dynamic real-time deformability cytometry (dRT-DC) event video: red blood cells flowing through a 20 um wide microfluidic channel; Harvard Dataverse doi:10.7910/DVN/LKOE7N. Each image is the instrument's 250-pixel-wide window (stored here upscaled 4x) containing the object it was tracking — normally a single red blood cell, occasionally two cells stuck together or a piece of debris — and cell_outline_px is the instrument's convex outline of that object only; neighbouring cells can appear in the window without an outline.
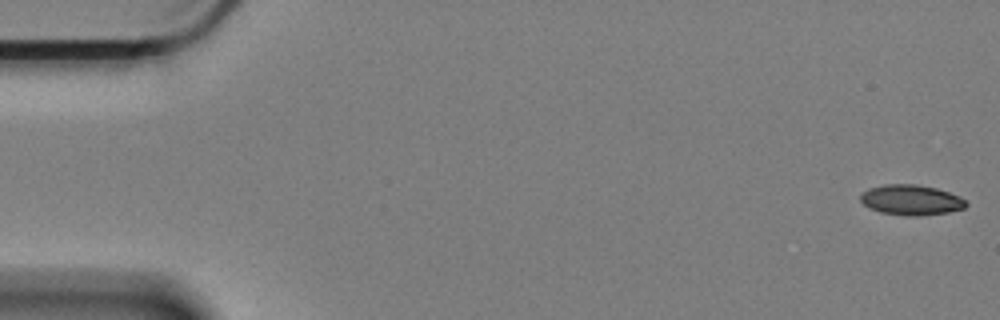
{"species": "Egyptian fruit bat (a non-hibernating species)", "species_latin": "Rousettus aegyptiacus", "temperature_condition": "cold", "stored_images_in_passage": 60, "camera_frame_rate_fps": 3000, "um_per_image_px": 0.085, "animal": {"sex": "female"}, "frame": {"image": 1, "passage_image": 1, "time_ms": 0.0, "image_size_px": [1000, 320], "cell_outline_px": [[968, 204], [964, 208], [948, 212], [920, 216], [904, 216], [880, 212], [868, 208], [860, 200], [860, 192], [868, 188], [884, 184], [916, 184], [936, 188], [960, 196]], "centroid_in_image_um": [77.4, 17.0], "position_along_channel_um": 7.6, "area_um2": 18.84}}
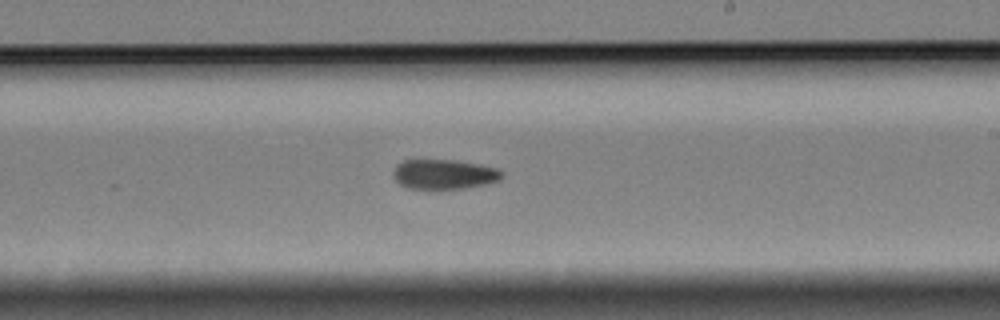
{"frame": {"image": 2, "passage_image": 35, "time_ms": 11.333, "image_size_px": [1000, 320], "cell_outline_px": [[504, 176], [500, 180], [484, 184], [460, 188], [408, 188], [400, 184], [396, 180], [392, 172], [396, 164], [404, 160], [456, 160], [480, 164], [496, 168], [504, 172]], "centroid_in_image_um": [37.75, 14.79], "position_along_channel_um": 251.2, "area_um2": 18.73}}
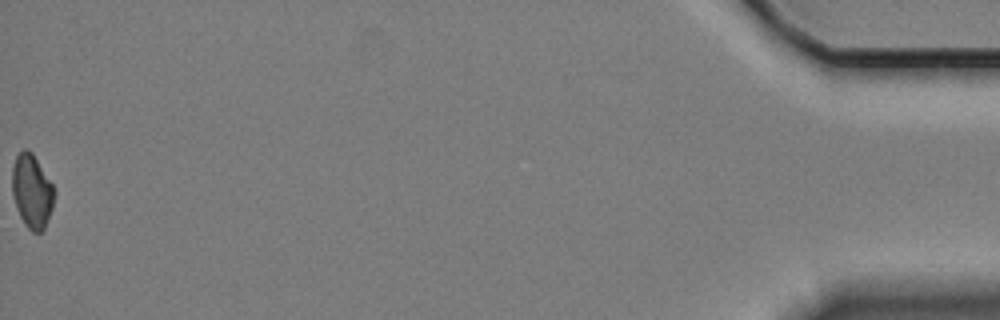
{"frame": {"image": 3, "passage_image": 60, "time_ms": 19.667, "image_size_px": [1000, 320], "cell_outline_px": [[52, 208], [44, 228], [40, 232], [32, 232], [24, 224], [16, 208], [12, 192], [12, 168], [16, 156], [24, 148], [28, 148], [32, 152], [52, 184]], "centroid_in_image_um": [2.67, 16.24], "position_along_channel_um": 432.5, "area_um2": 17.74}, "authors_computed_cell_mechanics": {"area_um2": 19.2185, "velocity_mm_per_s": 3.3445, "shape_relaxation_time_tau1_ms": null, "shape_relaxation_time_tau2_ms": 8.7732, "deformation_change_tau1": null, "deformation_change_tau2": 0.1337}}